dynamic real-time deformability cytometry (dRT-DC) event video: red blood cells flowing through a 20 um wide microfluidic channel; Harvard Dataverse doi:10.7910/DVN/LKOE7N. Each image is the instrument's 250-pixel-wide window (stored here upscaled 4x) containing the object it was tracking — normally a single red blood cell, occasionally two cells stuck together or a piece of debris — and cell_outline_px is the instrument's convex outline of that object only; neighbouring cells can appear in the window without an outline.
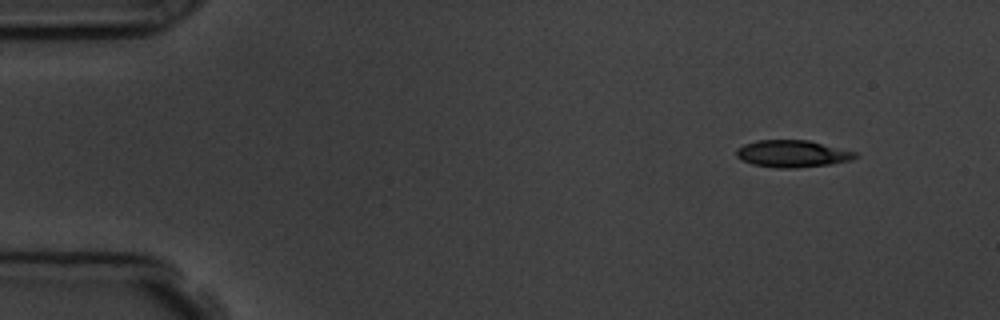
{"species": "common noctule bat (a hibernating species)", "species_latin": "Nyctalus noctula", "temperature_condition": "room temperature", "stored_images_in_passage": 5, "camera_frame_rate_fps": 3000, "um_per_image_px": 0.085, "animal": {"sex": "male", "body_mass_g": 19.5, "forearm_length_mm": 54.6}, "frame": {"image": 1, "passage_image": 1, "time_ms": 0.0, "image_size_px": [1000, 320], "cell_outline_px": [[856, 156], [852, 160], [828, 164], [792, 168], [776, 168], [752, 164], [736, 156], [736, 148], [744, 144], [756, 140], [808, 140], [856, 152]], "centroid_in_image_um": [67.31, 13.06], "position_along_channel_um": 17.7, "area_um2": 18.55}}
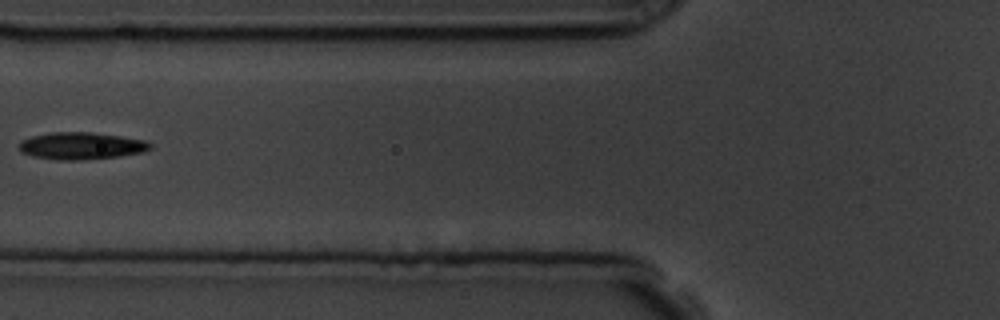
{"frame": {"image": 2, "passage_image": 5, "time_ms": 5.333, "image_size_px": [1000, 320], "cell_outline_px": [[152, 148], [144, 152], [120, 156], [80, 160], [60, 160], [32, 156], [20, 152], [20, 140], [32, 136], [52, 132], [92, 132], [120, 136], [144, 140], [152, 144]], "centroid_in_image_um": [6.91, 12.4], "position_along_channel_um": 118.9, "area_um2": 20.75}}